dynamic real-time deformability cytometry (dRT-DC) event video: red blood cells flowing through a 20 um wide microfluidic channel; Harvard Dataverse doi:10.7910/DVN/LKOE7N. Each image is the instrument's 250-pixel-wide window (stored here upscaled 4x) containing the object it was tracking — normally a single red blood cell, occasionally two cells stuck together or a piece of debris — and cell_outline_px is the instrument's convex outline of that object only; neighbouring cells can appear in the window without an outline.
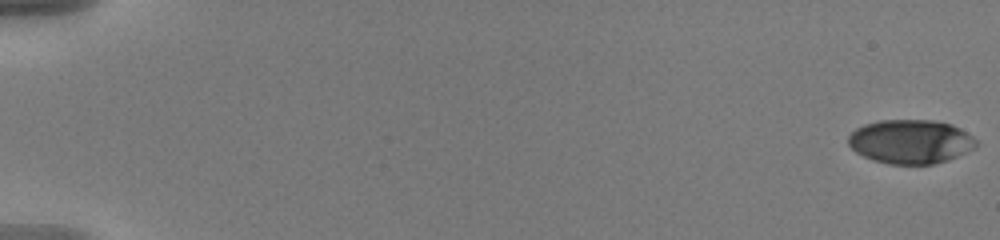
{"species": "human", "species_latin": "Homo sapiens", "temperature_condition": "warm", "stored_images_in_passage": 24, "camera_frame_rate_fps": 3000, "um_per_image_px": 0.085, "donor": {"sex": "male"}, "frame": {"image": 1, "passage_image": 1, "time_ms": 0.0, "image_size_px": [1000, 240], "cell_outline_px": [[976, 148], [956, 156], [932, 164], [888, 164], [872, 160], [856, 152], [848, 144], [848, 136], [856, 128], [864, 124], [880, 120], [932, 120], [952, 124], [960, 128], [972, 136], [976, 140]], "centroid_in_image_um": [77.38, 12.03], "position_along_channel_um": 7.6, "area_um2": 32.71}}
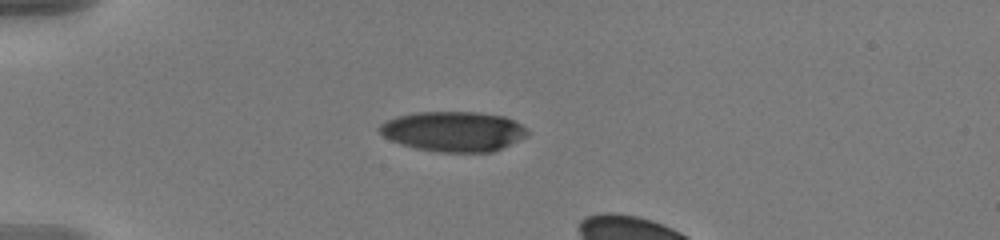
{"frame": {"image": 2, "passage_image": 17, "time_ms": 5.333, "image_size_px": [1000, 240], "cell_outline_px": [[528, 136], [492, 152], [440, 152], [416, 148], [392, 140], [384, 136], [380, 132], [380, 124], [396, 116], [416, 112], [480, 112], [504, 116], [516, 120], [528, 128]], "centroid_in_image_um": [38.61, 11.16], "position_along_channel_um": 46.4, "area_um2": 34.51}}
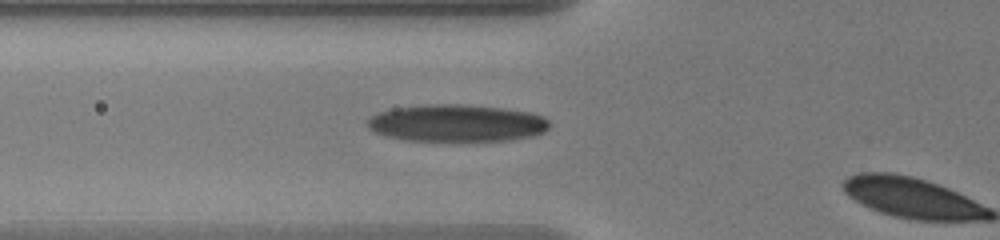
{"frame": {"image": 3, "passage_image": 23, "time_ms": 7.333, "image_size_px": [1000, 240], "cell_outline_px": [[548, 128], [544, 132], [528, 136], [508, 140], [404, 140], [384, 136], [368, 128], [364, 124], [364, 120], [368, 116], [392, 108], [424, 104], [464, 104], [500, 108], [532, 112], [544, 116], [548, 120]], "centroid_in_image_um": [38.74, 10.45], "position_along_channel_um": 87.1, "area_um2": 39.54}}